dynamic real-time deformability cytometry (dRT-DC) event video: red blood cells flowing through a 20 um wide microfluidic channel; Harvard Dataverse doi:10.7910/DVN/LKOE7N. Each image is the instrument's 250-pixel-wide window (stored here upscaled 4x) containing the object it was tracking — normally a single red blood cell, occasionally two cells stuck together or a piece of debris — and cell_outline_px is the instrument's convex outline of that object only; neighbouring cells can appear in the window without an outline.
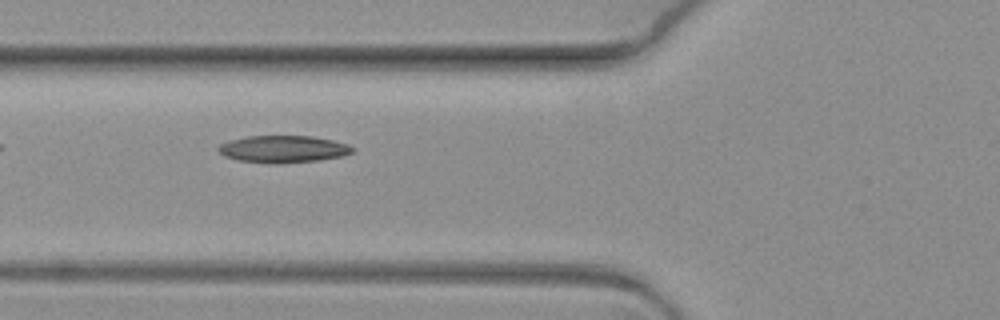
{"species": "common noctule bat (a hibernating species)", "species_latin": "Nyctalus noctula", "temperature_condition": "warm", "stored_images_in_passage": 5, "camera_frame_rate_fps": 3000, "um_per_image_px": 0.085, "animal": {"sex": "female", "body_mass_g": 19.3, "forearm_length_mm": 54.1}, "frame": {"image": 1, "passage_image": 3, "time_ms": 0.667, "image_size_px": [1000, 320], "cell_outline_px": [[356, 148], [352, 152], [340, 156], [320, 160], [280, 164], [236, 160], [224, 156], [216, 148], [220, 144], [228, 140], [248, 136], [312, 136], [332, 140], [348, 144]], "centroid_in_image_um": [24.05, 12.67], "position_along_channel_um": 101.7, "area_um2": 21.27}}
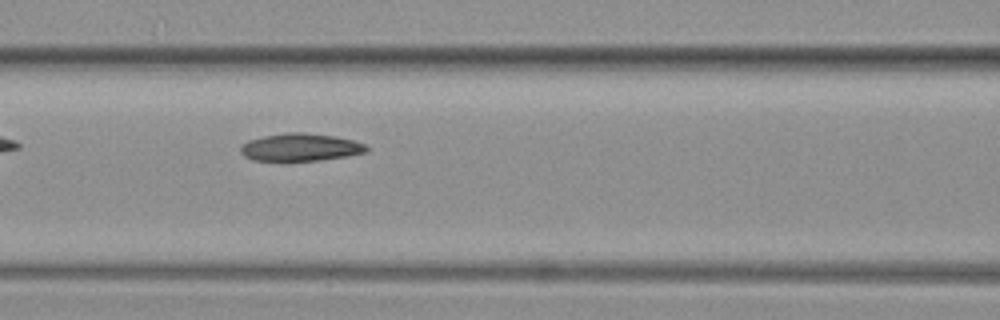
{"frame": {"image": 2, "passage_image": 4, "time_ms": 1.0, "image_size_px": [1000, 320], "cell_outline_px": [[368, 148], [364, 152], [348, 156], [320, 160], [252, 160], [244, 156], [240, 152], [240, 144], [248, 140], [264, 136], [288, 132], [304, 132], [336, 136], [352, 140], [364, 144]], "centroid_in_image_um": [25.49, 12.5], "position_along_channel_um": 141.1, "area_um2": 20.17}}
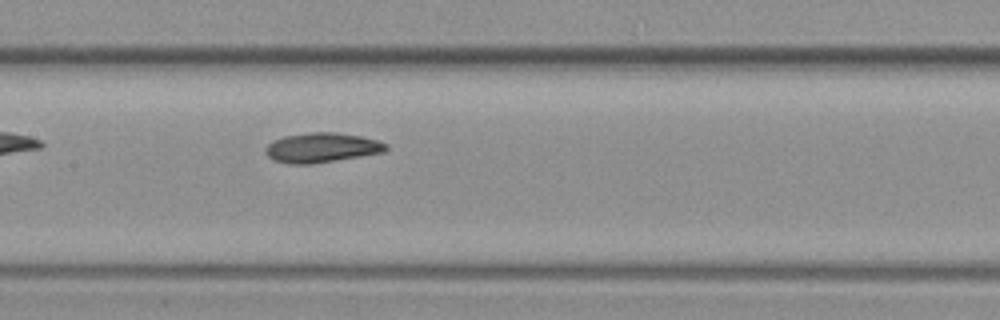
{"frame": {"image": 3, "passage_image": 5, "time_ms": 1.333, "image_size_px": [1000, 320], "cell_outline_px": [[388, 148], [384, 152], [312, 164], [288, 164], [276, 160], [268, 156], [264, 152], [264, 148], [272, 140], [284, 136], [312, 132], [336, 132], [360, 136], [376, 140], [388, 144]], "centroid_in_image_um": [27.32, 12.55], "position_along_channel_um": 180.1, "area_um2": 20.81}}